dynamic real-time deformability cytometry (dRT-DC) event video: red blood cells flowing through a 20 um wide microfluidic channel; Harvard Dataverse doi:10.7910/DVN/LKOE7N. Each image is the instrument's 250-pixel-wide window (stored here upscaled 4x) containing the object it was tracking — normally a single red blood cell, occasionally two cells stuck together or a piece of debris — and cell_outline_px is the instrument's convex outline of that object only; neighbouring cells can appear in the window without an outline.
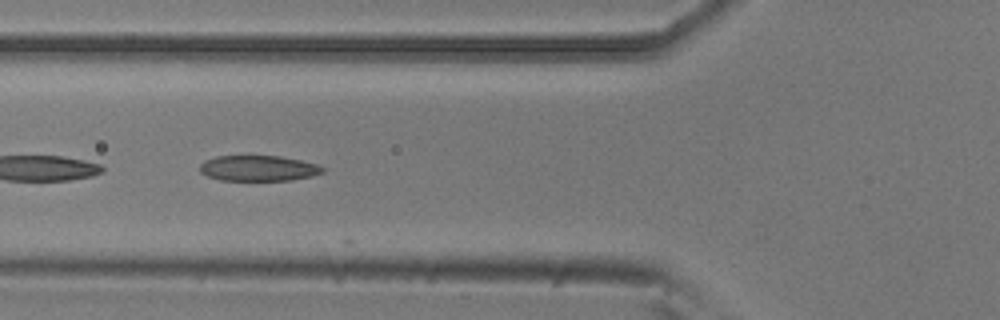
{"species": "common noctule bat (a hibernating species)", "species_latin": "Nyctalus noctula", "temperature_condition": "room temperature", "stored_images_in_passage": 10, "camera_frame_rate_fps": 3000, "um_per_image_px": 0.085, "animal": {"sex": "male", "body_mass_g": 20.5, "forearm_length_mm": 52.5}, "frame": {"image": 1, "passage_image": 8, "time_ms": 2.333, "image_size_px": [1000, 320], "cell_outline_px": [[324, 172], [312, 176], [292, 180], [220, 180], [208, 176], [200, 172], [200, 164], [204, 160], [216, 156], [280, 156], [320, 164], [324, 168]], "centroid_in_image_um": [21.98, 14.3], "position_along_channel_um": 103.8, "area_um2": 18.38}}